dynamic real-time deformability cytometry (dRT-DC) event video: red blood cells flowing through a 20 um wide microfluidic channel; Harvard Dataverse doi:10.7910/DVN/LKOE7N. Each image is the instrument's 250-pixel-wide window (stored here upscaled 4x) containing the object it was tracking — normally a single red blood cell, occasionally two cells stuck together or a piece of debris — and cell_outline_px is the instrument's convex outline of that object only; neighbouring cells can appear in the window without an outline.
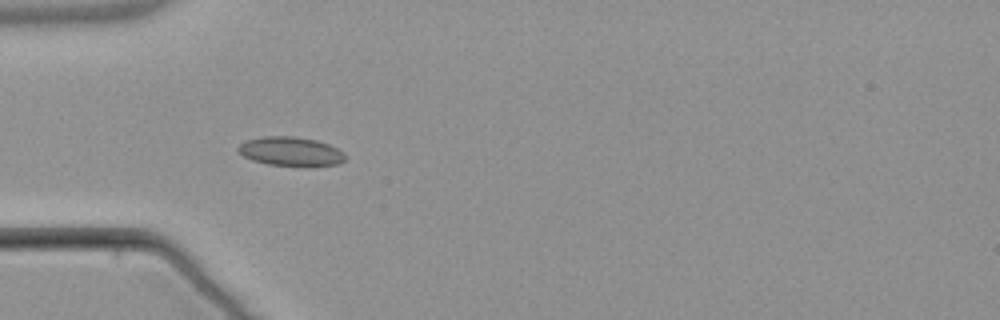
{"species": "common noctule bat (a hibernating species)", "species_latin": "Nyctalus noctula", "temperature_condition": "warm", "stored_images_in_passage": 6, "camera_frame_rate_fps": 3000, "um_per_image_px": 0.085, "animal": {"sex": "male", "body_mass_g": 21.5, "forearm_length_mm": 52.0}, "frame": {"image": 1, "passage_image": 5, "time_ms": 5.0, "image_size_px": [1000, 320], "cell_outline_px": [[344, 160], [340, 164], [312, 168], [308, 168], [268, 164], [252, 160], [236, 152], [236, 148], [240, 144], [248, 140], [264, 136], [292, 136], [316, 140], [328, 144], [344, 152]], "centroid_in_image_um": [24.73, 12.91], "position_along_channel_um": 60.3, "area_um2": 18.61}}
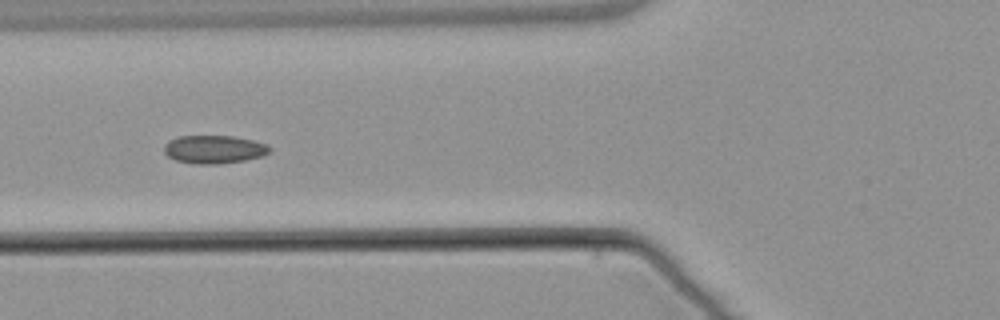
{"frame": {"image": 2, "passage_image": 6, "time_ms": 6.333, "image_size_px": [1000, 320], "cell_outline_px": [[272, 148], [264, 156], [244, 160], [216, 164], [192, 164], [176, 160], [168, 156], [164, 152], [164, 144], [168, 140], [180, 136], [232, 136], [252, 140], [268, 144]], "centroid_in_image_um": [18.19, 12.69], "position_along_channel_um": 107.6, "area_um2": 17.4}}